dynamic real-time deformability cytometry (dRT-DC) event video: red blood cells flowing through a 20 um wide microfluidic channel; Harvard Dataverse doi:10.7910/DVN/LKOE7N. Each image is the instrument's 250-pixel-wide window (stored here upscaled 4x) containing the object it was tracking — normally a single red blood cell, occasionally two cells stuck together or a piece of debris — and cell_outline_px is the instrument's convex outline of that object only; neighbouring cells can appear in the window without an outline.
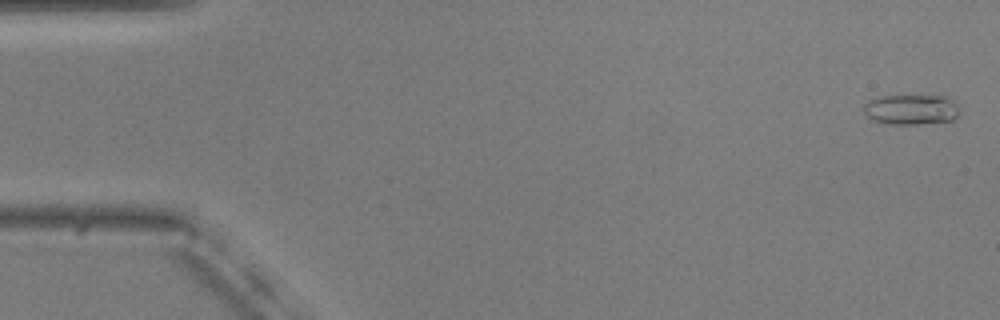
{"species": "common noctule bat (a hibernating species)", "species_latin": "Nyctalus noctula", "temperature_condition": "warm", "stored_images_in_passage": 12, "camera_frame_rate_fps": 3000, "um_per_image_px": 0.085, "animal": {"sex": "male", "body_mass_g": 20.5, "forearm_length_mm": 52.5}, "frame": {"image": 1, "passage_image": 2, "time_ms": 0.333, "image_size_px": [1000, 320], "cell_outline_px": [[960, 112], [952, 120], [920, 124], [884, 124], [872, 120], [864, 112], [864, 104], [868, 100], [884, 96], [948, 96], [956, 104]], "centroid_in_image_um": [77.44, 9.32], "position_along_channel_um": 7.6, "area_um2": 16.88}}